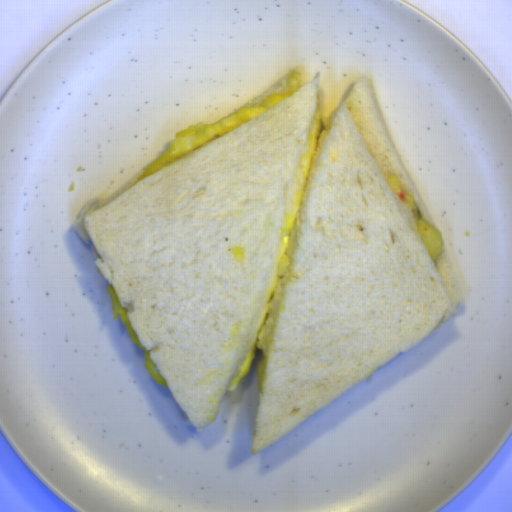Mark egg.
<instances>
[{
	"mask_svg": "<svg viewBox=\"0 0 512 512\" xmlns=\"http://www.w3.org/2000/svg\"><path fill=\"white\" fill-rule=\"evenodd\" d=\"M302 83L296 72L290 75L286 83L276 92L262 101L247 107H241L232 114L213 124H193L176 133L166 151L145 167L139 180L162 170L214 140L224 136L243 124L260 116L276 104L295 93Z\"/></svg>",
	"mask_w": 512,
	"mask_h": 512,
	"instance_id": "obj_2",
	"label": "egg"
},
{
	"mask_svg": "<svg viewBox=\"0 0 512 512\" xmlns=\"http://www.w3.org/2000/svg\"><path fill=\"white\" fill-rule=\"evenodd\" d=\"M332 122L333 118L324 117L319 111L315 114L309 126L294 175L282 241L264 309L247 355L241 367L232 377L227 390L234 391L237 388L240 381L249 371L258 348L261 350L262 358L257 365L256 379L259 388H264L267 358L303 204L320 147Z\"/></svg>",
	"mask_w": 512,
	"mask_h": 512,
	"instance_id": "obj_1",
	"label": "egg"
},
{
	"mask_svg": "<svg viewBox=\"0 0 512 512\" xmlns=\"http://www.w3.org/2000/svg\"><path fill=\"white\" fill-rule=\"evenodd\" d=\"M386 185L400 202L401 205L409 208L416 228L431 256L437 259L444 249L443 236L439 230L431 226L420 214L413 196L404 190L399 177L390 175Z\"/></svg>",
	"mask_w": 512,
	"mask_h": 512,
	"instance_id": "obj_3",
	"label": "egg"
},
{
	"mask_svg": "<svg viewBox=\"0 0 512 512\" xmlns=\"http://www.w3.org/2000/svg\"><path fill=\"white\" fill-rule=\"evenodd\" d=\"M106 290H107V293H108L110 301H111L112 313H113L114 319L116 318L117 314H119V319L122 324H126L125 329L129 333L133 343L137 344L139 346V348L143 350V358L145 361V368L147 369V371L150 373V375L153 377V379L156 381V383L158 385H166L167 386L166 379L164 378V376L160 372L159 368L157 367V365L151 358L150 354L148 353V351L146 350L145 346L143 345L141 339L139 338L138 334L136 333L134 327L132 326L113 284L107 286Z\"/></svg>",
	"mask_w": 512,
	"mask_h": 512,
	"instance_id": "obj_4",
	"label": "egg"
}]
</instances>
